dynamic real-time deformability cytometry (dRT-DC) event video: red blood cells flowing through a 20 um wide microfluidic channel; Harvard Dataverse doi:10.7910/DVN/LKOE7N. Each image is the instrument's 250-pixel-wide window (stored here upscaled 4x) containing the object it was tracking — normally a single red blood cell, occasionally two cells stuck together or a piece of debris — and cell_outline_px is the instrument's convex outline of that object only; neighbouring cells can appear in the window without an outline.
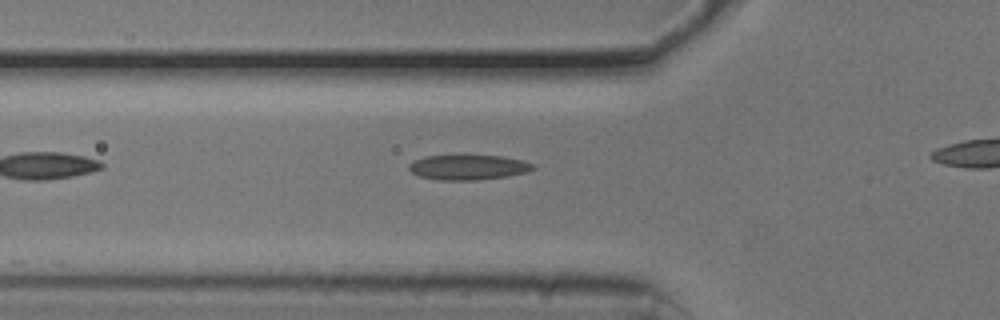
{"species": "common noctule bat (a hibernating species)", "species_latin": "Nyctalus noctula", "temperature_condition": "cold", "stored_images_in_passage": 11, "camera_frame_rate_fps": 3000, "um_per_image_px": 0.085, "animal": {"sex": "male", "body_mass_g": 20.5, "forearm_length_mm": 52.5}, "frame": {"image": 1, "passage_image": 2, "time_ms": 0.333, "image_size_px": [1000, 320], "cell_outline_px": [[536, 168], [528, 172], [508, 176], [480, 180], [440, 180], [420, 176], [412, 172], [408, 168], [408, 164], [424, 156], [464, 152], [500, 156], [524, 160], [536, 164]], "centroid_in_image_um": [39.83, 14.16], "position_along_channel_um": 86.0, "area_um2": 19.19}}
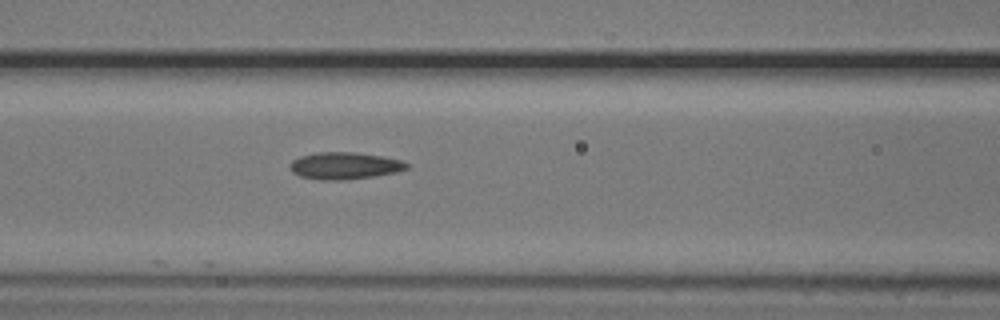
{"frame": {"image": 2, "passage_image": 6, "time_ms": 1.667, "image_size_px": [1000, 320], "cell_outline_px": [[408, 168], [396, 172], [376, 176], [340, 180], [320, 180], [300, 176], [292, 172], [292, 160], [300, 156], [316, 152], [356, 152], [404, 160], [408, 164]], "centroid_in_image_um": [29.32, 14.08], "position_along_channel_um": 137.3, "area_um2": 18.32}}